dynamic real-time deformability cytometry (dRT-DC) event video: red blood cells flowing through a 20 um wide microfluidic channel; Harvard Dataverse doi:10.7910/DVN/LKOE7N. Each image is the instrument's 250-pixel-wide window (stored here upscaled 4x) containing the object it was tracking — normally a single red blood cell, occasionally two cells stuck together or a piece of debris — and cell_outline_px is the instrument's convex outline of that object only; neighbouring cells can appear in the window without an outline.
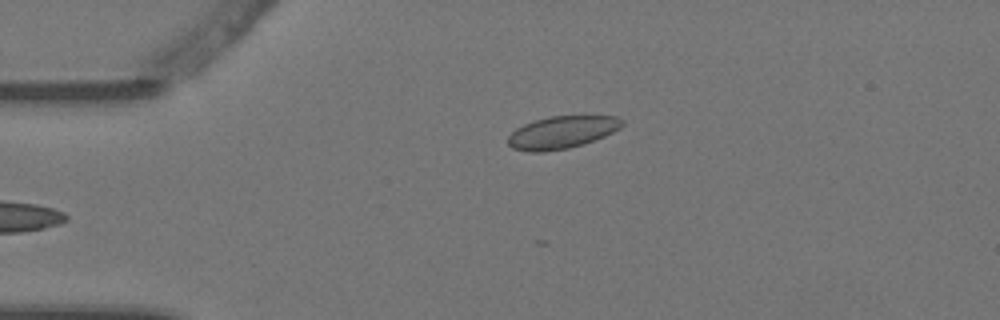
{"species": "Egyptian fruit bat (a non-hibernating species)", "species_latin": "Rousettus aegyptiacus", "temperature_condition": "warm", "stored_images_in_passage": 4, "camera_frame_rate_fps": 3000, "um_per_image_px": 0.085, "animal": {"sex": "female"}, "frame": {"image": 1, "passage_image": 4, "time_ms": 1.0, "image_size_px": [1000, 320], "cell_outline_px": [[624, 124], [620, 128], [604, 136], [568, 148], [544, 152], [528, 152], [512, 148], [508, 144], [508, 136], [516, 128], [524, 124], [548, 116], [616, 116], [624, 120]], "centroid_in_image_um": [47.74, 11.24], "position_along_channel_um": 37.3, "area_um2": 21.44}}